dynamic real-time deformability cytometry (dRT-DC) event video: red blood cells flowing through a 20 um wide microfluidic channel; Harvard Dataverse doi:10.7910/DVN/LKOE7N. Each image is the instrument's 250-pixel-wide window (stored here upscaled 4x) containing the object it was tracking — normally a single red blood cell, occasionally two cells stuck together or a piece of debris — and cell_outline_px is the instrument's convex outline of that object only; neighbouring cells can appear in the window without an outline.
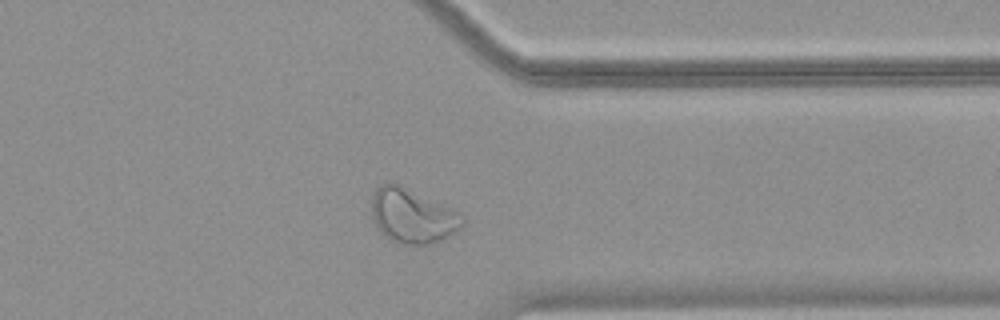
{"species": "common noctule bat (a hibernating species)", "species_latin": "Nyctalus noctula", "temperature_condition": "warm", "stored_images_in_passage": 49, "camera_frame_rate_fps": 3000, "um_per_image_px": 0.085, "animal": {"sex": "female", "body_mass_g": 18.4}, "frame": {"image": 1, "passage_image": 39, "time_ms": 12.667, "image_size_px": [1000, 320], "cell_outline_px": [[464, 224], [460, 228], [440, 240], [424, 244], [404, 244], [392, 240], [384, 236], [380, 232], [372, 216], [372, 196], [376, 188], [380, 184], [388, 180], [400, 184], [452, 208], [460, 212], [464, 216]], "centroid_in_image_um": [35.03, 18.31], "position_along_channel_um": 376.4, "area_um2": 28.84}}
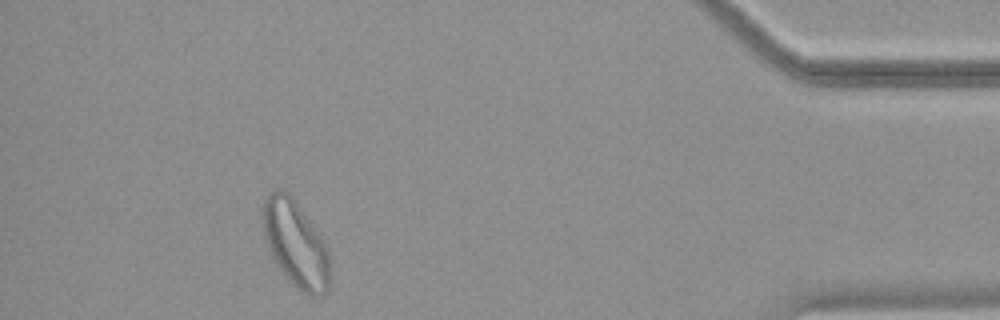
{"frame": {"image": 2, "passage_image": 45, "time_ms": 14.667, "image_size_px": [1000, 320], "cell_outline_px": [[332, 280], [328, 292], [324, 296], [308, 296], [296, 288], [292, 284], [280, 268], [272, 252], [264, 232], [264, 200], [276, 188], [288, 192], [292, 196], [324, 240], [328, 252]], "centroid_in_image_um": [25.22, 20.8], "position_along_channel_um": 410.0, "area_um2": 33.41}}